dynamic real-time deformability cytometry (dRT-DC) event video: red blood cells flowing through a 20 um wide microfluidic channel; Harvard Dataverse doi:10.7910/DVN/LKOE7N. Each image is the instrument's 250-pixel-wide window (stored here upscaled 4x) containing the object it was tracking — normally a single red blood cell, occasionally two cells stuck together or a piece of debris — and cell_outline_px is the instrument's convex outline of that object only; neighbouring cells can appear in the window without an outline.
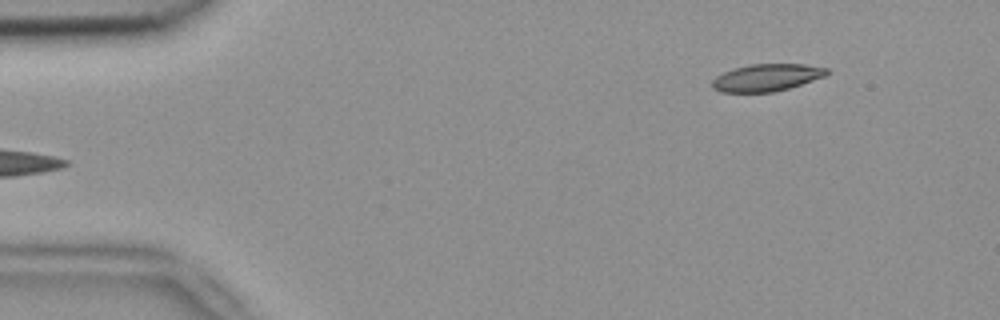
{"species": "common noctule bat (a hibernating species)", "species_latin": "Nyctalus noctula", "temperature_condition": "room temperature", "stored_images_in_passage": 4, "camera_frame_rate_fps": 3000, "um_per_image_px": 0.085, "animal": {"sex": "female", "body_mass_g": 18.4}, "frame": {"image": 1, "passage_image": 4, "time_ms": 1.0, "image_size_px": [1000, 320], "cell_outline_px": [[828, 72], [824, 76], [788, 88], [772, 92], [720, 92], [712, 88], [712, 80], [716, 76], [724, 72], [736, 68], [752, 64], [804, 64], [828, 68]], "centroid_in_image_um": [65.13, 6.59], "position_along_channel_um": 19.9, "area_um2": 17.92}}